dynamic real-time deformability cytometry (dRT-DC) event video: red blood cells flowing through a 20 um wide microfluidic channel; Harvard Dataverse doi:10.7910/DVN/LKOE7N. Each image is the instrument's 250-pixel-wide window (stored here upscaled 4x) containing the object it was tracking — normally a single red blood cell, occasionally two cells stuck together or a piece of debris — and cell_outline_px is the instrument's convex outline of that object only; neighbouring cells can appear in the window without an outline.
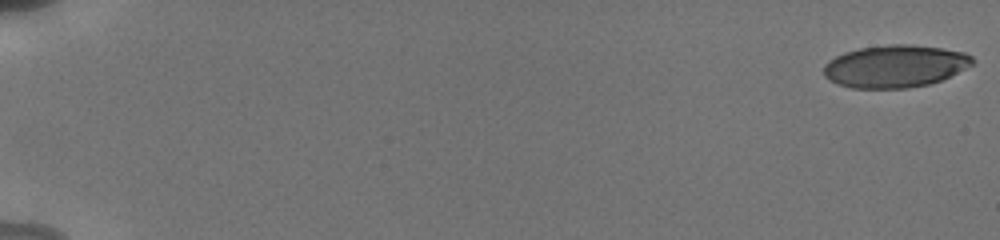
{"species": "human", "species_latin": "Homo sapiens", "temperature_condition": "cold", "stored_images_in_passage": 18, "camera_frame_rate_fps": 3000, "um_per_image_px": 0.085, "donor": {"sex": "male"}, "frame": {"image": 1, "passage_image": 1, "time_ms": 0.0, "image_size_px": [1000, 240], "cell_outline_px": [[976, 60], [972, 64], [940, 80], [928, 84], [908, 88], [852, 88], [836, 84], [828, 80], [824, 76], [824, 64], [828, 60], [844, 52], [860, 48], [892, 44], [908, 44], [940, 48], [964, 52], [972, 56]], "centroid_in_image_um": [76.03, 5.63], "position_along_channel_um": 9.0, "area_um2": 36.65}}
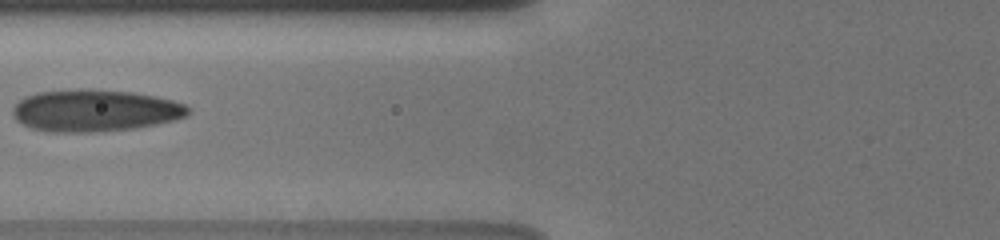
{"frame": {"image": 2, "passage_image": 15, "time_ms": 8.0, "image_size_px": [1000, 240], "cell_outline_px": [[192, 112], [188, 116], [176, 120], [136, 128], [92, 132], [48, 132], [32, 128], [16, 120], [12, 116], [12, 108], [24, 96], [36, 92], [80, 88], [132, 92], [156, 96], [172, 100], [184, 104]], "centroid_in_image_um": [8.06, 9.39], "position_along_channel_um": 117.7, "area_um2": 43.29}}
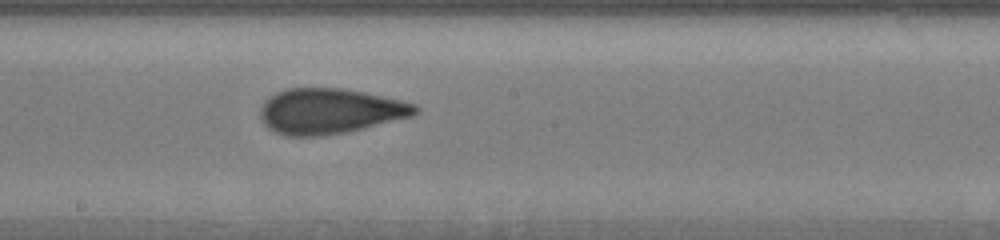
{"frame": {"image": 3, "passage_image": 18, "time_ms": 10.667, "image_size_px": [1000, 240], "cell_outline_px": [[420, 112], [412, 116], [348, 132], [320, 136], [288, 136], [276, 132], [268, 128], [264, 124], [260, 116], [260, 108], [264, 100], [276, 92], [288, 88], [340, 88], [364, 92], [400, 100], [416, 104], [420, 108]], "centroid_in_image_um": [28.03, 9.45], "position_along_channel_um": 220.2, "area_um2": 41.1}}